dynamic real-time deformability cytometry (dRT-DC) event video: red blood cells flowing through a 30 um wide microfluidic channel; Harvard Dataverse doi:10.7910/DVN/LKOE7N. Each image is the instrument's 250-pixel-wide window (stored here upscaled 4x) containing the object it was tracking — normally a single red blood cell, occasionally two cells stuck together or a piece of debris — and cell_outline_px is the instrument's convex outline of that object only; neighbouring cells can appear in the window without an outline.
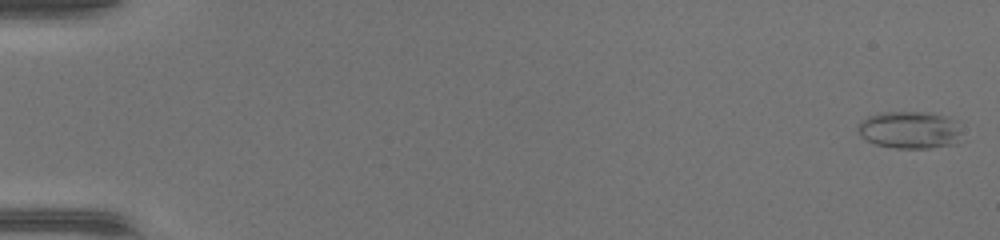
{"species": "common noctule bat (a hibernating species)", "species_latin": "Nyctalus noctula", "temperature_condition": "warm", "stored_images_in_passage": 51, "segment_of_instrument_passage": [1, 2], "camera_frame_rate_fps": 3000, "um_per_image_px": 0.085, "animal": {"sex": "female", "body_mass_g": 17.0, "forearm_length_mm": 48.0}, "frame": {"image": 1, "passage_image": 2, "time_ms": 0.333, "image_size_px": [1000, 240], "cell_outline_px": [[960, 132], [956, 144], [928, 148], [896, 148], [876, 144], [860, 136], [856, 128], [860, 120], [868, 116], [880, 112], [932, 112], [956, 120]], "centroid_in_image_um": [77.29, 11.03], "position_along_channel_um": 7.7, "area_um2": 22.72}}
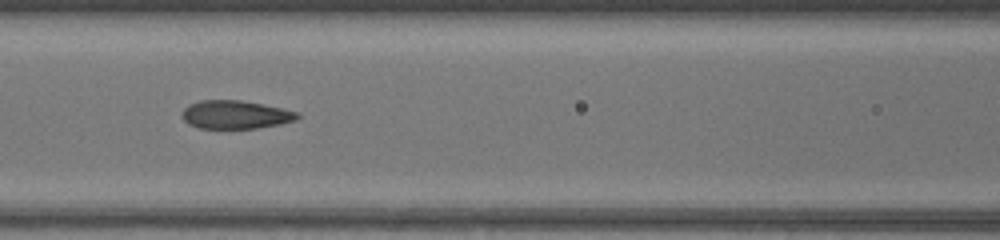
{"frame": {"image": 2, "passage_image": 24, "time_ms": 7.667, "image_size_px": [1000, 240], "cell_outline_px": [[300, 116], [296, 120], [280, 124], [256, 128], [200, 128], [188, 124], [184, 120], [180, 112], [188, 104], [200, 100], [240, 100], [264, 104], [300, 112]], "centroid_in_image_um": [20.01, 9.73], "position_along_channel_um": 146.6, "area_um2": 19.19}}
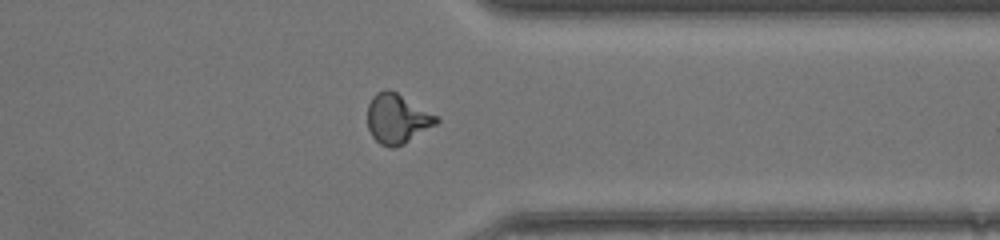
{"frame": {"image": 3, "passage_image": 40, "time_ms": 13.0, "image_size_px": [1000, 240], "cell_outline_px": [[440, 120], [436, 124], [404, 144], [392, 148], [388, 148], [380, 144], [372, 136], [368, 128], [368, 104], [372, 96], [376, 92], [384, 88], [388, 88], [396, 92], [436, 116]], "centroid_in_image_um": [33.72, 10.09], "position_along_channel_um": 377.7, "area_um2": 19.77}}